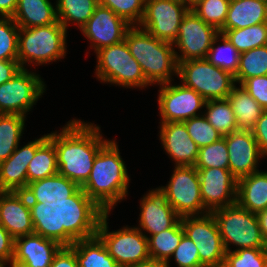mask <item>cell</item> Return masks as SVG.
Instances as JSON below:
<instances>
[{
	"instance_id": "cell-1",
	"label": "cell",
	"mask_w": 267,
	"mask_h": 267,
	"mask_svg": "<svg viewBox=\"0 0 267 267\" xmlns=\"http://www.w3.org/2000/svg\"><path fill=\"white\" fill-rule=\"evenodd\" d=\"M34 234L52 239L62 246L96 236L105 213L80 187L66 200L28 201Z\"/></svg>"
},
{
	"instance_id": "cell-2",
	"label": "cell",
	"mask_w": 267,
	"mask_h": 267,
	"mask_svg": "<svg viewBox=\"0 0 267 267\" xmlns=\"http://www.w3.org/2000/svg\"><path fill=\"white\" fill-rule=\"evenodd\" d=\"M102 134L99 125L76 118L66 122L61 130L48 133L55 146L58 173L82 187L97 153L109 141Z\"/></svg>"
},
{
	"instance_id": "cell-3",
	"label": "cell",
	"mask_w": 267,
	"mask_h": 267,
	"mask_svg": "<svg viewBox=\"0 0 267 267\" xmlns=\"http://www.w3.org/2000/svg\"><path fill=\"white\" fill-rule=\"evenodd\" d=\"M116 139L109 140L97 153L86 183L81 187L105 212L127 199L131 182Z\"/></svg>"
},
{
	"instance_id": "cell-4",
	"label": "cell",
	"mask_w": 267,
	"mask_h": 267,
	"mask_svg": "<svg viewBox=\"0 0 267 267\" xmlns=\"http://www.w3.org/2000/svg\"><path fill=\"white\" fill-rule=\"evenodd\" d=\"M124 40L151 86L174 81L178 63L171 42L157 39L139 26H131Z\"/></svg>"
},
{
	"instance_id": "cell-5",
	"label": "cell",
	"mask_w": 267,
	"mask_h": 267,
	"mask_svg": "<svg viewBox=\"0 0 267 267\" xmlns=\"http://www.w3.org/2000/svg\"><path fill=\"white\" fill-rule=\"evenodd\" d=\"M67 34L68 31L59 21L47 26L19 27L18 63L20 67L47 65L64 59L68 51Z\"/></svg>"
},
{
	"instance_id": "cell-6",
	"label": "cell",
	"mask_w": 267,
	"mask_h": 267,
	"mask_svg": "<svg viewBox=\"0 0 267 267\" xmlns=\"http://www.w3.org/2000/svg\"><path fill=\"white\" fill-rule=\"evenodd\" d=\"M95 54L97 63L94 76L101 83L140 90L151 86L125 40L104 47Z\"/></svg>"
},
{
	"instance_id": "cell-7",
	"label": "cell",
	"mask_w": 267,
	"mask_h": 267,
	"mask_svg": "<svg viewBox=\"0 0 267 267\" xmlns=\"http://www.w3.org/2000/svg\"><path fill=\"white\" fill-rule=\"evenodd\" d=\"M226 252L245 248H267L257 215L237 203L213 210ZM231 245L236 247H232Z\"/></svg>"
},
{
	"instance_id": "cell-8",
	"label": "cell",
	"mask_w": 267,
	"mask_h": 267,
	"mask_svg": "<svg viewBox=\"0 0 267 267\" xmlns=\"http://www.w3.org/2000/svg\"><path fill=\"white\" fill-rule=\"evenodd\" d=\"M177 78L206 101L226 99L236 85L234 76L211 64L207 59L178 63Z\"/></svg>"
},
{
	"instance_id": "cell-9",
	"label": "cell",
	"mask_w": 267,
	"mask_h": 267,
	"mask_svg": "<svg viewBox=\"0 0 267 267\" xmlns=\"http://www.w3.org/2000/svg\"><path fill=\"white\" fill-rule=\"evenodd\" d=\"M109 215L110 212L103 214L96 233L109 255L121 267L149 260L148 238L137 227L129 225L109 231Z\"/></svg>"
},
{
	"instance_id": "cell-10",
	"label": "cell",
	"mask_w": 267,
	"mask_h": 267,
	"mask_svg": "<svg viewBox=\"0 0 267 267\" xmlns=\"http://www.w3.org/2000/svg\"><path fill=\"white\" fill-rule=\"evenodd\" d=\"M46 87L44 79L37 72L21 68L9 81L0 85V114L27 117L43 97Z\"/></svg>"
},
{
	"instance_id": "cell-11",
	"label": "cell",
	"mask_w": 267,
	"mask_h": 267,
	"mask_svg": "<svg viewBox=\"0 0 267 267\" xmlns=\"http://www.w3.org/2000/svg\"><path fill=\"white\" fill-rule=\"evenodd\" d=\"M180 217L209 213L204 207L200 179L194 166H175L165 186H159Z\"/></svg>"
},
{
	"instance_id": "cell-12",
	"label": "cell",
	"mask_w": 267,
	"mask_h": 267,
	"mask_svg": "<svg viewBox=\"0 0 267 267\" xmlns=\"http://www.w3.org/2000/svg\"><path fill=\"white\" fill-rule=\"evenodd\" d=\"M185 235L197 246L204 267H223L226 250L211 212L181 217Z\"/></svg>"
},
{
	"instance_id": "cell-13",
	"label": "cell",
	"mask_w": 267,
	"mask_h": 267,
	"mask_svg": "<svg viewBox=\"0 0 267 267\" xmlns=\"http://www.w3.org/2000/svg\"><path fill=\"white\" fill-rule=\"evenodd\" d=\"M189 10L183 0H145L144 15L138 26L157 39L173 43Z\"/></svg>"
},
{
	"instance_id": "cell-14",
	"label": "cell",
	"mask_w": 267,
	"mask_h": 267,
	"mask_svg": "<svg viewBox=\"0 0 267 267\" xmlns=\"http://www.w3.org/2000/svg\"><path fill=\"white\" fill-rule=\"evenodd\" d=\"M176 84L158 85L159 123L184 122L203 114L206 100L192 88L182 83Z\"/></svg>"
},
{
	"instance_id": "cell-15",
	"label": "cell",
	"mask_w": 267,
	"mask_h": 267,
	"mask_svg": "<svg viewBox=\"0 0 267 267\" xmlns=\"http://www.w3.org/2000/svg\"><path fill=\"white\" fill-rule=\"evenodd\" d=\"M178 29V38L172 43L177 63L206 59L214 38L219 34L214 26L205 23L191 9Z\"/></svg>"
},
{
	"instance_id": "cell-16",
	"label": "cell",
	"mask_w": 267,
	"mask_h": 267,
	"mask_svg": "<svg viewBox=\"0 0 267 267\" xmlns=\"http://www.w3.org/2000/svg\"><path fill=\"white\" fill-rule=\"evenodd\" d=\"M130 27V24L110 8L98 5L80 31L87 42H90L89 47L95 54L104 47L122 42Z\"/></svg>"
},
{
	"instance_id": "cell-17",
	"label": "cell",
	"mask_w": 267,
	"mask_h": 267,
	"mask_svg": "<svg viewBox=\"0 0 267 267\" xmlns=\"http://www.w3.org/2000/svg\"><path fill=\"white\" fill-rule=\"evenodd\" d=\"M148 191L140 199L139 224L135 226L147 238L173 227L181 218L168 203L160 187Z\"/></svg>"
},
{
	"instance_id": "cell-18",
	"label": "cell",
	"mask_w": 267,
	"mask_h": 267,
	"mask_svg": "<svg viewBox=\"0 0 267 267\" xmlns=\"http://www.w3.org/2000/svg\"><path fill=\"white\" fill-rule=\"evenodd\" d=\"M196 169L200 179L201 198L209 212L236 203L238 179L229 169Z\"/></svg>"
},
{
	"instance_id": "cell-19",
	"label": "cell",
	"mask_w": 267,
	"mask_h": 267,
	"mask_svg": "<svg viewBox=\"0 0 267 267\" xmlns=\"http://www.w3.org/2000/svg\"><path fill=\"white\" fill-rule=\"evenodd\" d=\"M223 137L228 148L229 170L237 179L260 171L258 165L265 158L251 130L238 129Z\"/></svg>"
},
{
	"instance_id": "cell-20",
	"label": "cell",
	"mask_w": 267,
	"mask_h": 267,
	"mask_svg": "<svg viewBox=\"0 0 267 267\" xmlns=\"http://www.w3.org/2000/svg\"><path fill=\"white\" fill-rule=\"evenodd\" d=\"M48 138V133L30 140L24 146L18 145L15 151L0 162V190L24 191L27 187V169L37 148Z\"/></svg>"
},
{
	"instance_id": "cell-21",
	"label": "cell",
	"mask_w": 267,
	"mask_h": 267,
	"mask_svg": "<svg viewBox=\"0 0 267 267\" xmlns=\"http://www.w3.org/2000/svg\"><path fill=\"white\" fill-rule=\"evenodd\" d=\"M63 246L41 235L30 234L14 239V256L10 267H50Z\"/></svg>"
},
{
	"instance_id": "cell-22",
	"label": "cell",
	"mask_w": 267,
	"mask_h": 267,
	"mask_svg": "<svg viewBox=\"0 0 267 267\" xmlns=\"http://www.w3.org/2000/svg\"><path fill=\"white\" fill-rule=\"evenodd\" d=\"M159 141L175 166H194L199 147L190 138L184 122L159 123Z\"/></svg>"
},
{
	"instance_id": "cell-23",
	"label": "cell",
	"mask_w": 267,
	"mask_h": 267,
	"mask_svg": "<svg viewBox=\"0 0 267 267\" xmlns=\"http://www.w3.org/2000/svg\"><path fill=\"white\" fill-rule=\"evenodd\" d=\"M0 224L14 239L34 234L28 198L23 191H5L1 195Z\"/></svg>"
},
{
	"instance_id": "cell-24",
	"label": "cell",
	"mask_w": 267,
	"mask_h": 267,
	"mask_svg": "<svg viewBox=\"0 0 267 267\" xmlns=\"http://www.w3.org/2000/svg\"><path fill=\"white\" fill-rule=\"evenodd\" d=\"M236 203L252 213L267 208V171H258L238 179Z\"/></svg>"
},
{
	"instance_id": "cell-25",
	"label": "cell",
	"mask_w": 267,
	"mask_h": 267,
	"mask_svg": "<svg viewBox=\"0 0 267 267\" xmlns=\"http://www.w3.org/2000/svg\"><path fill=\"white\" fill-rule=\"evenodd\" d=\"M267 22V3L261 0H230L227 18L219 31L241 29Z\"/></svg>"
},
{
	"instance_id": "cell-26",
	"label": "cell",
	"mask_w": 267,
	"mask_h": 267,
	"mask_svg": "<svg viewBox=\"0 0 267 267\" xmlns=\"http://www.w3.org/2000/svg\"><path fill=\"white\" fill-rule=\"evenodd\" d=\"M12 19L21 28L51 25L58 22L56 3L50 0H18Z\"/></svg>"
},
{
	"instance_id": "cell-27",
	"label": "cell",
	"mask_w": 267,
	"mask_h": 267,
	"mask_svg": "<svg viewBox=\"0 0 267 267\" xmlns=\"http://www.w3.org/2000/svg\"><path fill=\"white\" fill-rule=\"evenodd\" d=\"M80 187L59 173L28 183L23 191L28 201L66 200Z\"/></svg>"
},
{
	"instance_id": "cell-28",
	"label": "cell",
	"mask_w": 267,
	"mask_h": 267,
	"mask_svg": "<svg viewBox=\"0 0 267 267\" xmlns=\"http://www.w3.org/2000/svg\"><path fill=\"white\" fill-rule=\"evenodd\" d=\"M227 99L234 112L238 129L251 130L265 111L241 85L236 84Z\"/></svg>"
},
{
	"instance_id": "cell-29",
	"label": "cell",
	"mask_w": 267,
	"mask_h": 267,
	"mask_svg": "<svg viewBox=\"0 0 267 267\" xmlns=\"http://www.w3.org/2000/svg\"><path fill=\"white\" fill-rule=\"evenodd\" d=\"M69 247L75 252L79 267H121L97 236L75 241Z\"/></svg>"
},
{
	"instance_id": "cell-30",
	"label": "cell",
	"mask_w": 267,
	"mask_h": 267,
	"mask_svg": "<svg viewBox=\"0 0 267 267\" xmlns=\"http://www.w3.org/2000/svg\"><path fill=\"white\" fill-rule=\"evenodd\" d=\"M98 5L99 0H56L58 21L67 31L71 25L80 30Z\"/></svg>"
},
{
	"instance_id": "cell-31",
	"label": "cell",
	"mask_w": 267,
	"mask_h": 267,
	"mask_svg": "<svg viewBox=\"0 0 267 267\" xmlns=\"http://www.w3.org/2000/svg\"><path fill=\"white\" fill-rule=\"evenodd\" d=\"M26 120L23 115L0 114V162L5 161L21 144Z\"/></svg>"
},
{
	"instance_id": "cell-32",
	"label": "cell",
	"mask_w": 267,
	"mask_h": 267,
	"mask_svg": "<svg viewBox=\"0 0 267 267\" xmlns=\"http://www.w3.org/2000/svg\"><path fill=\"white\" fill-rule=\"evenodd\" d=\"M184 229L180 220L171 228L148 237V251L151 259L167 262L179 245Z\"/></svg>"
},
{
	"instance_id": "cell-33",
	"label": "cell",
	"mask_w": 267,
	"mask_h": 267,
	"mask_svg": "<svg viewBox=\"0 0 267 267\" xmlns=\"http://www.w3.org/2000/svg\"><path fill=\"white\" fill-rule=\"evenodd\" d=\"M58 173L54 143L47 138L36 150L27 169V185Z\"/></svg>"
},
{
	"instance_id": "cell-34",
	"label": "cell",
	"mask_w": 267,
	"mask_h": 267,
	"mask_svg": "<svg viewBox=\"0 0 267 267\" xmlns=\"http://www.w3.org/2000/svg\"><path fill=\"white\" fill-rule=\"evenodd\" d=\"M240 52L221 33L213 40L206 59L216 67L230 72L233 76L237 73Z\"/></svg>"
},
{
	"instance_id": "cell-35",
	"label": "cell",
	"mask_w": 267,
	"mask_h": 267,
	"mask_svg": "<svg viewBox=\"0 0 267 267\" xmlns=\"http://www.w3.org/2000/svg\"><path fill=\"white\" fill-rule=\"evenodd\" d=\"M204 109L203 115L222 136L238 130L234 112L227 98L206 101Z\"/></svg>"
},
{
	"instance_id": "cell-36",
	"label": "cell",
	"mask_w": 267,
	"mask_h": 267,
	"mask_svg": "<svg viewBox=\"0 0 267 267\" xmlns=\"http://www.w3.org/2000/svg\"><path fill=\"white\" fill-rule=\"evenodd\" d=\"M219 33L223 34L240 53L267 45V22Z\"/></svg>"
},
{
	"instance_id": "cell-37",
	"label": "cell",
	"mask_w": 267,
	"mask_h": 267,
	"mask_svg": "<svg viewBox=\"0 0 267 267\" xmlns=\"http://www.w3.org/2000/svg\"><path fill=\"white\" fill-rule=\"evenodd\" d=\"M267 75V45L240 54L239 67L234 75L235 83L240 85L251 77Z\"/></svg>"
},
{
	"instance_id": "cell-38",
	"label": "cell",
	"mask_w": 267,
	"mask_h": 267,
	"mask_svg": "<svg viewBox=\"0 0 267 267\" xmlns=\"http://www.w3.org/2000/svg\"><path fill=\"white\" fill-rule=\"evenodd\" d=\"M230 0H200L190 9L218 31L224 26Z\"/></svg>"
},
{
	"instance_id": "cell-39",
	"label": "cell",
	"mask_w": 267,
	"mask_h": 267,
	"mask_svg": "<svg viewBox=\"0 0 267 267\" xmlns=\"http://www.w3.org/2000/svg\"><path fill=\"white\" fill-rule=\"evenodd\" d=\"M195 168H222L229 169V156L224 137L210 145L199 148Z\"/></svg>"
},
{
	"instance_id": "cell-40",
	"label": "cell",
	"mask_w": 267,
	"mask_h": 267,
	"mask_svg": "<svg viewBox=\"0 0 267 267\" xmlns=\"http://www.w3.org/2000/svg\"><path fill=\"white\" fill-rule=\"evenodd\" d=\"M223 267H267V248L226 252Z\"/></svg>"
},
{
	"instance_id": "cell-41",
	"label": "cell",
	"mask_w": 267,
	"mask_h": 267,
	"mask_svg": "<svg viewBox=\"0 0 267 267\" xmlns=\"http://www.w3.org/2000/svg\"><path fill=\"white\" fill-rule=\"evenodd\" d=\"M18 34L12 17H0V60H18Z\"/></svg>"
},
{
	"instance_id": "cell-42",
	"label": "cell",
	"mask_w": 267,
	"mask_h": 267,
	"mask_svg": "<svg viewBox=\"0 0 267 267\" xmlns=\"http://www.w3.org/2000/svg\"><path fill=\"white\" fill-rule=\"evenodd\" d=\"M99 5L110 8L131 26H138L145 11V0H99Z\"/></svg>"
},
{
	"instance_id": "cell-43",
	"label": "cell",
	"mask_w": 267,
	"mask_h": 267,
	"mask_svg": "<svg viewBox=\"0 0 267 267\" xmlns=\"http://www.w3.org/2000/svg\"><path fill=\"white\" fill-rule=\"evenodd\" d=\"M184 123L190 138L199 148L210 145L223 137L203 114L187 119Z\"/></svg>"
},
{
	"instance_id": "cell-44",
	"label": "cell",
	"mask_w": 267,
	"mask_h": 267,
	"mask_svg": "<svg viewBox=\"0 0 267 267\" xmlns=\"http://www.w3.org/2000/svg\"><path fill=\"white\" fill-rule=\"evenodd\" d=\"M173 259L177 267H204L200 262L197 246L185 234L170 259L166 262L168 267L171 266L170 262Z\"/></svg>"
},
{
	"instance_id": "cell-45",
	"label": "cell",
	"mask_w": 267,
	"mask_h": 267,
	"mask_svg": "<svg viewBox=\"0 0 267 267\" xmlns=\"http://www.w3.org/2000/svg\"><path fill=\"white\" fill-rule=\"evenodd\" d=\"M240 85L264 110H267V75L248 78Z\"/></svg>"
},
{
	"instance_id": "cell-46",
	"label": "cell",
	"mask_w": 267,
	"mask_h": 267,
	"mask_svg": "<svg viewBox=\"0 0 267 267\" xmlns=\"http://www.w3.org/2000/svg\"><path fill=\"white\" fill-rule=\"evenodd\" d=\"M14 256V238L0 224V261L10 266Z\"/></svg>"
},
{
	"instance_id": "cell-47",
	"label": "cell",
	"mask_w": 267,
	"mask_h": 267,
	"mask_svg": "<svg viewBox=\"0 0 267 267\" xmlns=\"http://www.w3.org/2000/svg\"><path fill=\"white\" fill-rule=\"evenodd\" d=\"M261 154L267 159V110H265L251 129Z\"/></svg>"
},
{
	"instance_id": "cell-48",
	"label": "cell",
	"mask_w": 267,
	"mask_h": 267,
	"mask_svg": "<svg viewBox=\"0 0 267 267\" xmlns=\"http://www.w3.org/2000/svg\"><path fill=\"white\" fill-rule=\"evenodd\" d=\"M50 267H79L75 252L63 246L55 255Z\"/></svg>"
},
{
	"instance_id": "cell-49",
	"label": "cell",
	"mask_w": 267,
	"mask_h": 267,
	"mask_svg": "<svg viewBox=\"0 0 267 267\" xmlns=\"http://www.w3.org/2000/svg\"><path fill=\"white\" fill-rule=\"evenodd\" d=\"M20 69L18 60H0V85L9 81Z\"/></svg>"
},
{
	"instance_id": "cell-50",
	"label": "cell",
	"mask_w": 267,
	"mask_h": 267,
	"mask_svg": "<svg viewBox=\"0 0 267 267\" xmlns=\"http://www.w3.org/2000/svg\"><path fill=\"white\" fill-rule=\"evenodd\" d=\"M18 0H0V17H12Z\"/></svg>"
},
{
	"instance_id": "cell-51",
	"label": "cell",
	"mask_w": 267,
	"mask_h": 267,
	"mask_svg": "<svg viewBox=\"0 0 267 267\" xmlns=\"http://www.w3.org/2000/svg\"><path fill=\"white\" fill-rule=\"evenodd\" d=\"M263 240L267 245V208L256 214Z\"/></svg>"
},
{
	"instance_id": "cell-52",
	"label": "cell",
	"mask_w": 267,
	"mask_h": 267,
	"mask_svg": "<svg viewBox=\"0 0 267 267\" xmlns=\"http://www.w3.org/2000/svg\"><path fill=\"white\" fill-rule=\"evenodd\" d=\"M125 267H168V265L164 261H158V260L150 258L149 260L139 262L137 264L125 266Z\"/></svg>"
},
{
	"instance_id": "cell-53",
	"label": "cell",
	"mask_w": 267,
	"mask_h": 267,
	"mask_svg": "<svg viewBox=\"0 0 267 267\" xmlns=\"http://www.w3.org/2000/svg\"><path fill=\"white\" fill-rule=\"evenodd\" d=\"M186 5L191 8L192 6H194L197 2H199L200 0H183Z\"/></svg>"
},
{
	"instance_id": "cell-54",
	"label": "cell",
	"mask_w": 267,
	"mask_h": 267,
	"mask_svg": "<svg viewBox=\"0 0 267 267\" xmlns=\"http://www.w3.org/2000/svg\"><path fill=\"white\" fill-rule=\"evenodd\" d=\"M0 267H6V265L0 261Z\"/></svg>"
},
{
	"instance_id": "cell-55",
	"label": "cell",
	"mask_w": 267,
	"mask_h": 267,
	"mask_svg": "<svg viewBox=\"0 0 267 267\" xmlns=\"http://www.w3.org/2000/svg\"><path fill=\"white\" fill-rule=\"evenodd\" d=\"M4 192H5V191L0 190V198H1V195H2Z\"/></svg>"
}]
</instances>
